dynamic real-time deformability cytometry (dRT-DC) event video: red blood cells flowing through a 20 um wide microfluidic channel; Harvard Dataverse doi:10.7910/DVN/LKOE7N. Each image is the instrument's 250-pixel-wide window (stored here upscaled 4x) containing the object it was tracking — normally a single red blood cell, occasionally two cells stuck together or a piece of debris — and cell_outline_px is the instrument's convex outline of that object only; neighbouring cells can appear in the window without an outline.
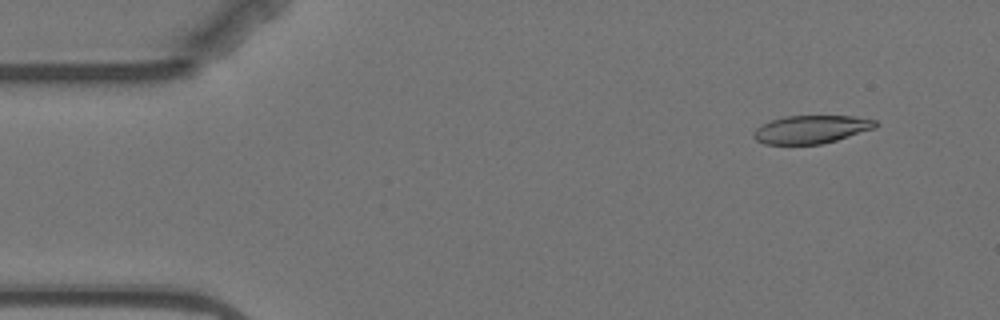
{"species": "Egyptian fruit bat (a non-hibernating species)", "species_latin": "Rousettus aegyptiacus", "temperature_condition": "warm", "stored_images_in_passage": 4, "camera_frame_rate_fps": 3000, "um_per_image_px": 0.085, "animal": {"sex": "female"}, "frame": {"image": 1, "passage_image": 2, "time_ms": 1.333, "image_size_px": [1000, 320], "cell_outline_px": [[880, 124], [876, 128], [836, 140], [820, 144], [764, 144], [756, 140], [752, 136], [752, 132], [756, 128], [772, 120], [784, 116], [852, 116], [876, 120]], "centroid_in_image_um": [68.96, 10.99], "position_along_channel_um": 16.0, "area_um2": 19.94}}